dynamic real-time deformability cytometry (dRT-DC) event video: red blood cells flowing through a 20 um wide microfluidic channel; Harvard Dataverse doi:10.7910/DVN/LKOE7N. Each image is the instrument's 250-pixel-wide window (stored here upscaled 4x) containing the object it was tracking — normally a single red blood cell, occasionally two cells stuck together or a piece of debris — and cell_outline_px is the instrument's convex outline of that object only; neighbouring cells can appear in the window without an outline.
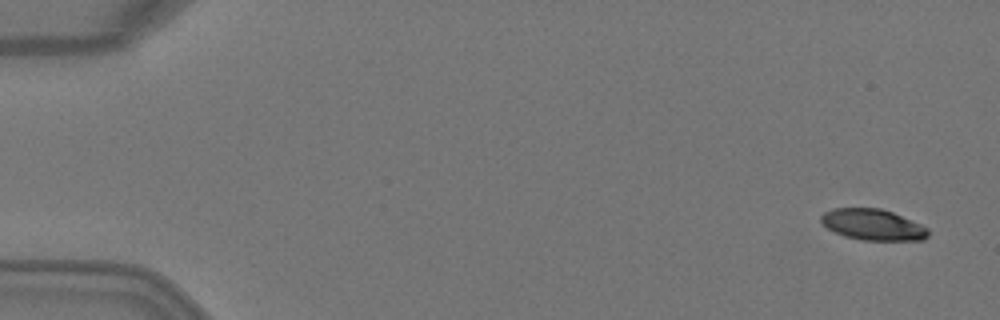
{"species": "Egyptian fruit bat (a non-hibernating species)", "species_latin": "Rousettus aegyptiacus", "temperature_condition": "warm", "stored_images_in_passage": 4, "camera_frame_rate_fps": 3000, "um_per_image_px": 0.085, "animal": {"sex": "female"}, "frame": {"image": 1, "passage_image": 1, "time_ms": 0.0, "image_size_px": [1000, 320], "cell_outline_px": [[928, 236], [924, 240], [860, 240], [844, 236], [828, 228], [820, 220], [820, 216], [824, 212], [832, 208], [880, 208], [892, 212], [920, 224], [928, 228]], "centroid_in_image_um": [74.18, 19.09], "position_along_channel_um": 10.8, "area_um2": 19.31}}
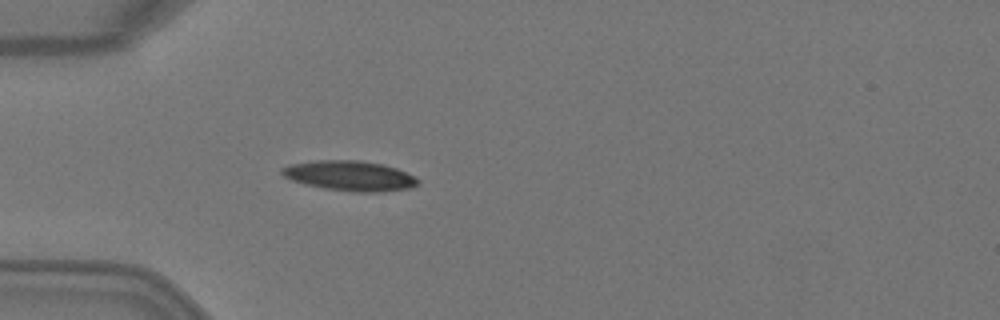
{"frame": {"image": 2, "passage_image": 4, "time_ms": 1.0, "image_size_px": [1000, 320], "cell_outline_px": [[420, 184], [408, 188], [376, 192], [356, 192], [324, 188], [304, 184], [292, 180], [284, 176], [280, 172], [280, 168], [292, 164], [320, 160], [360, 160], [384, 164], [396, 168], [416, 176], [420, 180]], "centroid_in_image_um": [29.76, 14.94], "position_along_channel_um": 55.2, "area_um2": 23.81}}